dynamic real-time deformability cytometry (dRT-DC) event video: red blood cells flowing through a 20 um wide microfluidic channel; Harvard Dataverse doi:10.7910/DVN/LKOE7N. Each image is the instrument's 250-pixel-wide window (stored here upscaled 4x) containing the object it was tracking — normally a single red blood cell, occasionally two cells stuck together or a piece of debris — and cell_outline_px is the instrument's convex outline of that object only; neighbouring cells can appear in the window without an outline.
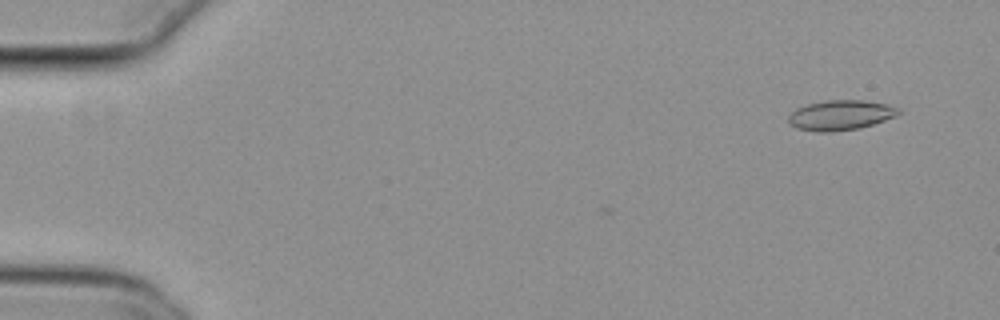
{"species": "common noctule bat (a hibernating species)", "species_latin": "Nyctalus noctula", "temperature_condition": "cold", "stored_images_in_passage": 4, "camera_frame_rate_fps": 3000, "um_per_image_px": 0.085, "animal": {"sex": "female", "body_mass_g": 29.2, "forearm_length_mm": 56.3}, "frame": {"image": 1, "passage_image": 4, "time_ms": 1.0, "image_size_px": [1000, 320], "cell_outline_px": [[900, 112], [896, 116], [860, 128], [828, 132], [816, 132], [796, 128], [788, 120], [788, 116], [796, 108], [808, 104], [828, 100], [864, 100], [888, 104], [900, 108]], "centroid_in_image_um": [71.46, 9.78], "position_along_channel_um": 13.5, "area_um2": 19.19}}